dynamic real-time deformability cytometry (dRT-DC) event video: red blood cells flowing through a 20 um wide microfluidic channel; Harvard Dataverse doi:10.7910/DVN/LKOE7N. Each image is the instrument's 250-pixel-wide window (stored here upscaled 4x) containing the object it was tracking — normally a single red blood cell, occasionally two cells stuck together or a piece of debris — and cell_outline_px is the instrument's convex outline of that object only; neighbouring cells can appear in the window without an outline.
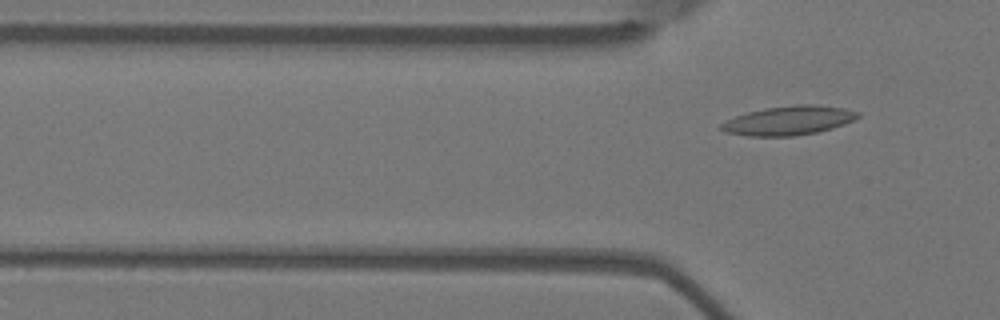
{"species": "Egyptian fruit bat (a non-hibernating species)", "species_latin": "Rousettus aegyptiacus", "temperature_condition": "warm", "stored_images_in_passage": 5, "camera_frame_rate_fps": 3000, "um_per_image_px": 0.085, "animal": {"sex": "female"}, "frame": {"image": 1, "passage_image": 5, "time_ms": 1.333, "image_size_px": [1000, 320], "cell_outline_px": [[860, 116], [856, 120], [832, 128], [816, 132], [796, 136], [748, 136], [724, 132], [720, 128], [720, 124], [736, 116], [748, 112], [764, 108], [796, 104], [816, 104], [844, 108], [860, 112]], "centroid_in_image_um": [67.07, 10.24], "position_along_channel_um": 58.7, "area_um2": 23.29}}